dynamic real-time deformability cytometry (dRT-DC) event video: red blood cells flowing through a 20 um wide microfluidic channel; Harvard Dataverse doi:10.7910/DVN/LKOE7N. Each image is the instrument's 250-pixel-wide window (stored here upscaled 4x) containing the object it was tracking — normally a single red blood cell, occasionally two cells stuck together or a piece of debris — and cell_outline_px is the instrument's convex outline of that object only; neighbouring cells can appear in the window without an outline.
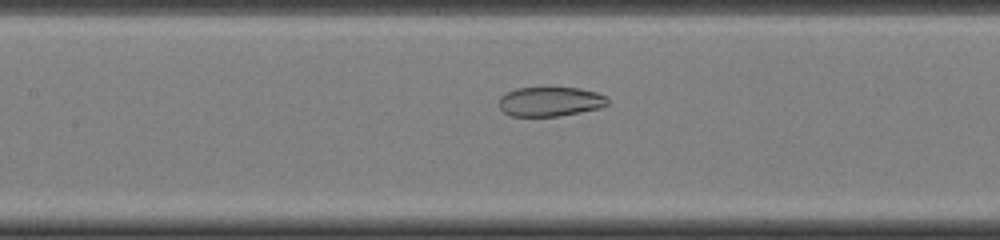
{"species": "common noctule bat (a hibernating species)", "species_latin": "Nyctalus noctula", "temperature_condition": "cold", "stored_images_in_passage": 43, "camera_frame_rate_fps": 3000, "um_per_image_px": 0.085, "animal": {"sex": "female", "body_mass_g": 22.0, "forearm_length_mm": 56.7}, "frame": {"image": 1, "passage_image": 18, "time_ms": 5.667, "image_size_px": [1000, 240], "cell_outline_px": [[608, 104], [600, 108], [560, 116], [512, 116], [504, 112], [500, 108], [500, 96], [516, 88], [548, 84], [580, 88], [596, 92], [604, 96], [608, 100]], "centroid_in_image_um": [46.76, 8.58], "position_along_channel_um": 160.6, "area_um2": 19.42}}
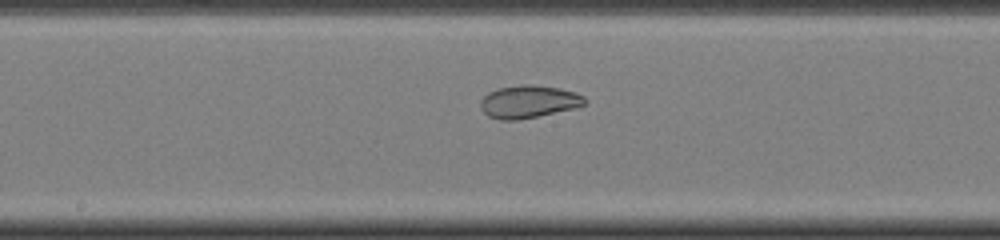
{"frame": {"image": 2, "passage_image": 21, "time_ms": 6.667, "image_size_px": [1000, 240], "cell_outline_px": [[588, 100], [584, 104], [576, 108], [516, 120], [500, 120], [488, 116], [480, 108], [480, 100], [488, 92], [500, 88], [520, 84], [532, 84], [560, 88], [576, 92], [584, 96]], "centroid_in_image_um": [44.94, 8.63], "position_along_channel_um": 203.3, "area_um2": 19.94}}
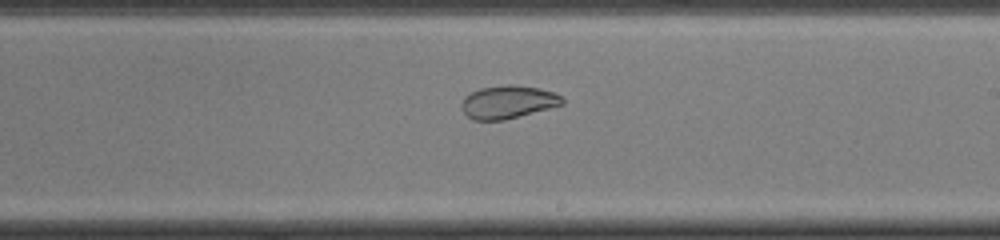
{"frame": {"image": 3, "passage_image": 24, "time_ms": 7.667, "image_size_px": [1000, 240], "cell_outline_px": [[564, 104], [504, 120], [472, 120], [460, 108], [460, 104], [464, 96], [480, 88], [508, 84], [512, 84], [540, 88], [552, 92], [560, 96], [564, 100]], "centroid_in_image_um": [43.14, 8.67], "position_along_channel_um": 245.9, "area_um2": 19.36}}